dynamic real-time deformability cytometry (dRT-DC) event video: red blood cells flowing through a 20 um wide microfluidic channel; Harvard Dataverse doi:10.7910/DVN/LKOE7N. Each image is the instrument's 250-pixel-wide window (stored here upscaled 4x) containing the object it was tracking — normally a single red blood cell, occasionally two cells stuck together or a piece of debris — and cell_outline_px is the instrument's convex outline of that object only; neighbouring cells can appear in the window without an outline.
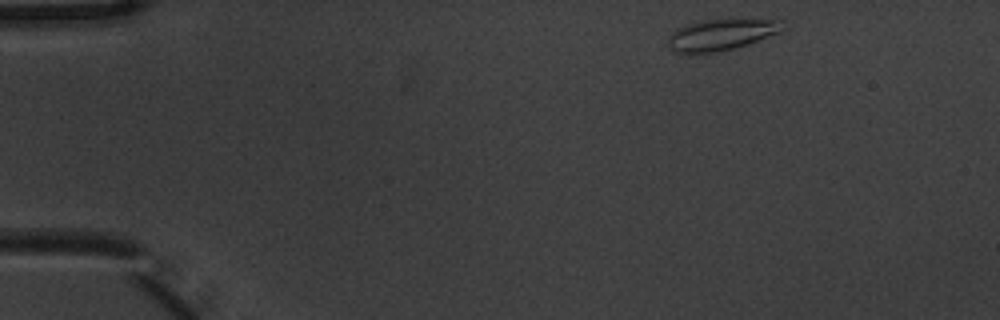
{"species": "common noctule bat (a hibernating species)", "species_latin": "Nyctalus noctula", "temperature_condition": "warm", "stored_images_in_passage": 3, "camera_frame_rate_fps": 3000, "um_per_image_px": 0.085, "animal": {"sex": "male", "body_mass_g": 20.1, "forearm_length_mm": 53.5}, "frame": {"image": 1, "passage_image": 1, "time_ms": 0.0, "image_size_px": [1000, 320], "cell_outline_px": [[780, 32], [748, 44], [720, 52], [688, 56], [676, 52], [668, 44], [668, 40], [672, 32], [676, 28], [684, 24], [696, 20], [732, 16], [780, 20]], "centroid_in_image_um": [61.24, 2.92], "position_along_channel_um": 23.8, "area_um2": 22.2}}